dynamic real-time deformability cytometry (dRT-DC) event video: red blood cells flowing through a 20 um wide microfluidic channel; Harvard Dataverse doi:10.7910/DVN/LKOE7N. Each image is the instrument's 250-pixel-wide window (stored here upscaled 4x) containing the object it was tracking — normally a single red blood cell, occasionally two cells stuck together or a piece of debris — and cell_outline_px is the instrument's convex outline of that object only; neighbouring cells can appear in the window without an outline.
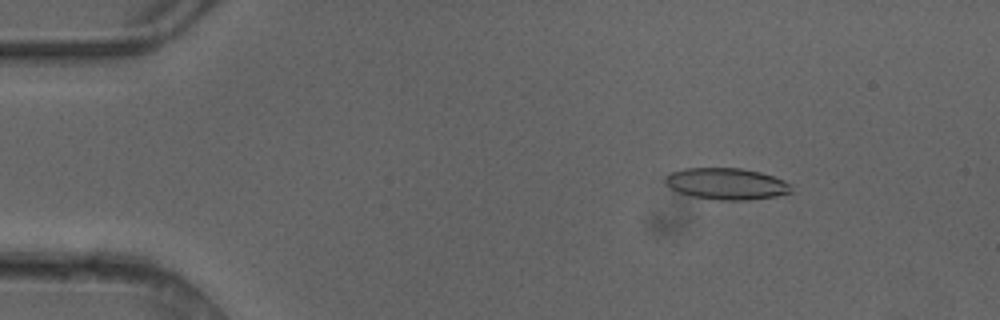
{"species": "common noctule bat (a hibernating species)", "species_latin": "Nyctalus noctula", "temperature_condition": "cold", "stored_images_in_passage": 4, "camera_frame_rate_fps": 3000, "um_per_image_px": 0.085, "animal": {"sex": "female"}, "frame": {"image": 1, "passage_image": 2, "time_ms": 0.333, "image_size_px": [1000, 320], "cell_outline_px": [[792, 192], [776, 196], [748, 200], [720, 200], [692, 196], [680, 192], [672, 188], [664, 180], [664, 176], [672, 172], [684, 168], [740, 168], [760, 172], [784, 180], [788, 184]], "centroid_in_image_um": [61.74, 15.62], "position_along_channel_um": 23.3, "area_um2": 22.89}}